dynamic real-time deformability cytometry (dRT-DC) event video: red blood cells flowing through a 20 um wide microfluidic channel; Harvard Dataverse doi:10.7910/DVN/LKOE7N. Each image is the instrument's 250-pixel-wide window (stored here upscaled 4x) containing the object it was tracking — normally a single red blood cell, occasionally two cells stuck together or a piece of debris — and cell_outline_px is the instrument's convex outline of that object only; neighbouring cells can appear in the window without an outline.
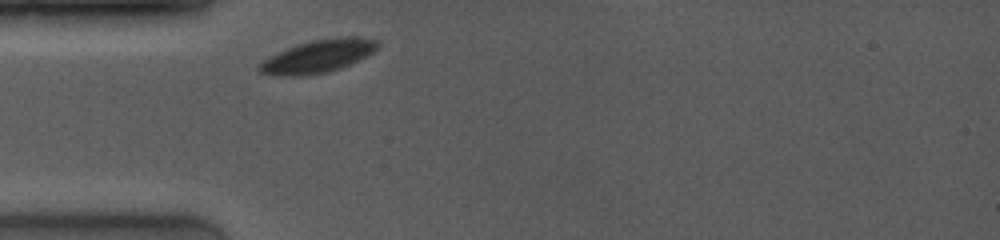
{"species": "common noctule bat (a hibernating species)", "species_latin": "Nyctalus noctula", "temperature_condition": "room temperature", "stored_images_in_passage": 1, "camera_frame_rate_fps": 4000, "um_per_image_px": 0.085, "animal": {"sex": "female", "body_mass_g": 19.0, "forearm_length_mm": 53.3}, "frame": {"image": 1, "passage_image": 1, "time_ms": 0.0, "image_size_px": [1000, 240], "cell_outline_px": [[380, 44], [372, 52], [340, 68], [328, 72], [300, 76], [268, 76], [260, 72], [256, 68], [264, 60], [288, 48], [312, 40], [336, 36], [356, 36], [380, 40]], "centroid_in_image_um": [27.03, 4.78], "position_along_channel_um": 58.0, "area_um2": 22.48}}